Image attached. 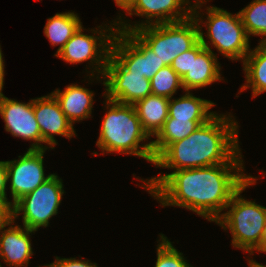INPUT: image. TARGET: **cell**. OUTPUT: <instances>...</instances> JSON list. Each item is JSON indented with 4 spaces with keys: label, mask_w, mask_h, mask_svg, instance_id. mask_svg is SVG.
<instances>
[{
    "label": "cell",
    "mask_w": 266,
    "mask_h": 267,
    "mask_svg": "<svg viewBox=\"0 0 266 267\" xmlns=\"http://www.w3.org/2000/svg\"><path fill=\"white\" fill-rule=\"evenodd\" d=\"M7 182L8 179H7L6 161H0V200H3L11 208V201H8L6 196Z\"/></svg>",
    "instance_id": "obj_28"
},
{
    "label": "cell",
    "mask_w": 266,
    "mask_h": 267,
    "mask_svg": "<svg viewBox=\"0 0 266 267\" xmlns=\"http://www.w3.org/2000/svg\"><path fill=\"white\" fill-rule=\"evenodd\" d=\"M44 266H46V267H53L52 264H48V265L46 264ZM39 267H41V266H39Z\"/></svg>",
    "instance_id": "obj_34"
},
{
    "label": "cell",
    "mask_w": 266,
    "mask_h": 267,
    "mask_svg": "<svg viewBox=\"0 0 266 267\" xmlns=\"http://www.w3.org/2000/svg\"><path fill=\"white\" fill-rule=\"evenodd\" d=\"M55 261L52 264L53 267H98L96 263H89L84 259L79 260L76 258H60L55 257Z\"/></svg>",
    "instance_id": "obj_27"
},
{
    "label": "cell",
    "mask_w": 266,
    "mask_h": 267,
    "mask_svg": "<svg viewBox=\"0 0 266 267\" xmlns=\"http://www.w3.org/2000/svg\"><path fill=\"white\" fill-rule=\"evenodd\" d=\"M212 101L193 96L190 91L178 99H169L168 117L182 120H209L216 112H209Z\"/></svg>",
    "instance_id": "obj_20"
},
{
    "label": "cell",
    "mask_w": 266,
    "mask_h": 267,
    "mask_svg": "<svg viewBox=\"0 0 266 267\" xmlns=\"http://www.w3.org/2000/svg\"><path fill=\"white\" fill-rule=\"evenodd\" d=\"M127 71L151 79L167 66L133 31H117L110 53Z\"/></svg>",
    "instance_id": "obj_9"
},
{
    "label": "cell",
    "mask_w": 266,
    "mask_h": 267,
    "mask_svg": "<svg viewBox=\"0 0 266 267\" xmlns=\"http://www.w3.org/2000/svg\"><path fill=\"white\" fill-rule=\"evenodd\" d=\"M11 217L12 209L3 200H0V227L6 224Z\"/></svg>",
    "instance_id": "obj_29"
},
{
    "label": "cell",
    "mask_w": 266,
    "mask_h": 267,
    "mask_svg": "<svg viewBox=\"0 0 266 267\" xmlns=\"http://www.w3.org/2000/svg\"><path fill=\"white\" fill-rule=\"evenodd\" d=\"M133 32L167 66L199 41V27L193 16L179 22L143 26Z\"/></svg>",
    "instance_id": "obj_5"
},
{
    "label": "cell",
    "mask_w": 266,
    "mask_h": 267,
    "mask_svg": "<svg viewBox=\"0 0 266 267\" xmlns=\"http://www.w3.org/2000/svg\"><path fill=\"white\" fill-rule=\"evenodd\" d=\"M112 25H114V27ZM115 26L116 22L111 23L109 27L106 25L105 28H103L102 25L98 26L100 30H90L92 33L100 36L82 33L84 32V28L81 26L64 47L54 56L70 64H77L89 60L90 63H92L90 65H96L95 67L92 66L93 70L90 76L94 77V72L97 71L98 76L96 79L101 80L105 72L108 57L111 53L112 40L117 32ZM107 32L108 35L106 34ZM99 74H101L102 77H99Z\"/></svg>",
    "instance_id": "obj_7"
},
{
    "label": "cell",
    "mask_w": 266,
    "mask_h": 267,
    "mask_svg": "<svg viewBox=\"0 0 266 267\" xmlns=\"http://www.w3.org/2000/svg\"><path fill=\"white\" fill-rule=\"evenodd\" d=\"M0 115L5 123V130L14 137L32 140L29 150H43L41 132L34 115V99L28 103L9 99L0 91Z\"/></svg>",
    "instance_id": "obj_14"
},
{
    "label": "cell",
    "mask_w": 266,
    "mask_h": 267,
    "mask_svg": "<svg viewBox=\"0 0 266 267\" xmlns=\"http://www.w3.org/2000/svg\"><path fill=\"white\" fill-rule=\"evenodd\" d=\"M81 26L82 22L77 13H56L53 17L47 19L44 34L52 46L60 45L57 54Z\"/></svg>",
    "instance_id": "obj_22"
},
{
    "label": "cell",
    "mask_w": 266,
    "mask_h": 267,
    "mask_svg": "<svg viewBox=\"0 0 266 267\" xmlns=\"http://www.w3.org/2000/svg\"><path fill=\"white\" fill-rule=\"evenodd\" d=\"M206 2L207 0H195V4L192 5V16L199 27V41L191 48L190 70L182 78L185 91L206 87L215 81L223 80L220 74L221 66L217 62L216 54L209 47L210 45H208L209 43L205 40L201 30V25H199V23H203V19L199 17L201 14L197 9H201L202 4Z\"/></svg>",
    "instance_id": "obj_10"
},
{
    "label": "cell",
    "mask_w": 266,
    "mask_h": 267,
    "mask_svg": "<svg viewBox=\"0 0 266 267\" xmlns=\"http://www.w3.org/2000/svg\"><path fill=\"white\" fill-rule=\"evenodd\" d=\"M157 247V261L155 267H193L185 260L183 253L177 251L163 234Z\"/></svg>",
    "instance_id": "obj_25"
},
{
    "label": "cell",
    "mask_w": 266,
    "mask_h": 267,
    "mask_svg": "<svg viewBox=\"0 0 266 267\" xmlns=\"http://www.w3.org/2000/svg\"><path fill=\"white\" fill-rule=\"evenodd\" d=\"M258 44L242 61L246 83L239 92L251 87L253 97L266 91V42Z\"/></svg>",
    "instance_id": "obj_19"
},
{
    "label": "cell",
    "mask_w": 266,
    "mask_h": 267,
    "mask_svg": "<svg viewBox=\"0 0 266 267\" xmlns=\"http://www.w3.org/2000/svg\"><path fill=\"white\" fill-rule=\"evenodd\" d=\"M119 8L126 10V12L132 7L136 0H114Z\"/></svg>",
    "instance_id": "obj_31"
},
{
    "label": "cell",
    "mask_w": 266,
    "mask_h": 267,
    "mask_svg": "<svg viewBox=\"0 0 266 267\" xmlns=\"http://www.w3.org/2000/svg\"><path fill=\"white\" fill-rule=\"evenodd\" d=\"M208 120H182L168 117L162 129L152 142L154 159H156L171 143L184 139Z\"/></svg>",
    "instance_id": "obj_21"
},
{
    "label": "cell",
    "mask_w": 266,
    "mask_h": 267,
    "mask_svg": "<svg viewBox=\"0 0 266 267\" xmlns=\"http://www.w3.org/2000/svg\"><path fill=\"white\" fill-rule=\"evenodd\" d=\"M265 252L266 253V222L263 228V233L260 239V244L253 251Z\"/></svg>",
    "instance_id": "obj_30"
},
{
    "label": "cell",
    "mask_w": 266,
    "mask_h": 267,
    "mask_svg": "<svg viewBox=\"0 0 266 267\" xmlns=\"http://www.w3.org/2000/svg\"><path fill=\"white\" fill-rule=\"evenodd\" d=\"M105 92L109 100L134 105L152 95L150 80L144 75L127 71L111 54L103 75Z\"/></svg>",
    "instance_id": "obj_11"
},
{
    "label": "cell",
    "mask_w": 266,
    "mask_h": 267,
    "mask_svg": "<svg viewBox=\"0 0 266 267\" xmlns=\"http://www.w3.org/2000/svg\"><path fill=\"white\" fill-rule=\"evenodd\" d=\"M134 107L144 131L149 137L156 136L168 118L169 99L149 95L138 100Z\"/></svg>",
    "instance_id": "obj_18"
},
{
    "label": "cell",
    "mask_w": 266,
    "mask_h": 267,
    "mask_svg": "<svg viewBox=\"0 0 266 267\" xmlns=\"http://www.w3.org/2000/svg\"><path fill=\"white\" fill-rule=\"evenodd\" d=\"M3 54H2V50H1V47H0V91L3 90V85H4V75H5V72H4V60H3Z\"/></svg>",
    "instance_id": "obj_32"
},
{
    "label": "cell",
    "mask_w": 266,
    "mask_h": 267,
    "mask_svg": "<svg viewBox=\"0 0 266 267\" xmlns=\"http://www.w3.org/2000/svg\"><path fill=\"white\" fill-rule=\"evenodd\" d=\"M14 219L0 227V258L9 267H27L33 255L30 234L35 233L26 227L13 226ZM6 226H10L7 229Z\"/></svg>",
    "instance_id": "obj_16"
},
{
    "label": "cell",
    "mask_w": 266,
    "mask_h": 267,
    "mask_svg": "<svg viewBox=\"0 0 266 267\" xmlns=\"http://www.w3.org/2000/svg\"><path fill=\"white\" fill-rule=\"evenodd\" d=\"M62 179L52 174L49 179L32 192L19 199L12 207V218L22 215L23 227L37 231L47 227L52 216L58 213L62 195Z\"/></svg>",
    "instance_id": "obj_8"
},
{
    "label": "cell",
    "mask_w": 266,
    "mask_h": 267,
    "mask_svg": "<svg viewBox=\"0 0 266 267\" xmlns=\"http://www.w3.org/2000/svg\"><path fill=\"white\" fill-rule=\"evenodd\" d=\"M191 64V49L178 55L171 63V67L176 73L183 78L184 75L190 70Z\"/></svg>",
    "instance_id": "obj_26"
},
{
    "label": "cell",
    "mask_w": 266,
    "mask_h": 267,
    "mask_svg": "<svg viewBox=\"0 0 266 267\" xmlns=\"http://www.w3.org/2000/svg\"><path fill=\"white\" fill-rule=\"evenodd\" d=\"M152 95L172 98L177 89L183 88L182 78L171 66L161 68L150 79Z\"/></svg>",
    "instance_id": "obj_24"
},
{
    "label": "cell",
    "mask_w": 266,
    "mask_h": 267,
    "mask_svg": "<svg viewBox=\"0 0 266 267\" xmlns=\"http://www.w3.org/2000/svg\"><path fill=\"white\" fill-rule=\"evenodd\" d=\"M34 115L41 132L42 143L48 144L51 149H54L57 144L54 135L68 139L76 136L73 124L65 116L51 93L34 99Z\"/></svg>",
    "instance_id": "obj_15"
},
{
    "label": "cell",
    "mask_w": 266,
    "mask_h": 267,
    "mask_svg": "<svg viewBox=\"0 0 266 267\" xmlns=\"http://www.w3.org/2000/svg\"><path fill=\"white\" fill-rule=\"evenodd\" d=\"M248 265H249V267H266V265L264 266V265H262V264H260V263H258V262H256V261H254V260H252V259H250L249 261H248Z\"/></svg>",
    "instance_id": "obj_33"
},
{
    "label": "cell",
    "mask_w": 266,
    "mask_h": 267,
    "mask_svg": "<svg viewBox=\"0 0 266 267\" xmlns=\"http://www.w3.org/2000/svg\"><path fill=\"white\" fill-rule=\"evenodd\" d=\"M243 170V163L175 170L147 181L142 179V187L163 207H183L215 222L232 196L252 177Z\"/></svg>",
    "instance_id": "obj_1"
},
{
    "label": "cell",
    "mask_w": 266,
    "mask_h": 267,
    "mask_svg": "<svg viewBox=\"0 0 266 267\" xmlns=\"http://www.w3.org/2000/svg\"><path fill=\"white\" fill-rule=\"evenodd\" d=\"M238 13L249 38L262 36L260 42H266V0H253Z\"/></svg>",
    "instance_id": "obj_23"
},
{
    "label": "cell",
    "mask_w": 266,
    "mask_h": 267,
    "mask_svg": "<svg viewBox=\"0 0 266 267\" xmlns=\"http://www.w3.org/2000/svg\"><path fill=\"white\" fill-rule=\"evenodd\" d=\"M47 149L27 150L19 160L6 161L7 179L10 180L12 196L11 209L13 205L23 196L32 192L39 185L50 178L52 174L45 177L43 156Z\"/></svg>",
    "instance_id": "obj_12"
},
{
    "label": "cell",
    "mask_w": 266,
    "mask_h": 267,
    "mask_svg": "<svg viewBox=\"0 0 266 267\" xmlns=\"http://www.w3.org/2000/svg\"><path fill=\"white\" fill-rule=\"evenodd\" d=\"M257 179L251 177L231 198L223 213L215 223L224 230L229 229L234 248L242 249L252 255L260 244L266 222V207L241 197V193Z\"/></svg>",
    "instance_id": "obj_4"
},
{
    "label": "cell",
    "mask_w": 266,
    "mask_h": 267,
    "mask_svg": "<svg viewBox=\"0 0 266 267\" xmlns=\"http://www.w3.org/2000/svg\"><path fill=\"white\" fill-rule=\"evenodd\" d=\"M187 0H136L132 7L126 12L129 15H137L147 19L132 26L122 21L121 16L117 18V31H134L140 27L154 24L179 22L192 16V6ZM187 5L189 7H182ZM134 12V13H133ZM155 18V19H154Z\"/></svg>",
    "instance_id": "obj_13"
},
{
    "label": "cell",
    "mask_w": 266,
    "mask_h": 267,
    "mask_svg": "<svg viewBox=\"0 0 266 267\" xmlns=\"http://www.w3.org/2000/svg\"><path fill=\"white\" fill-rule=\"evenodd\" d=\"M51 94L72 124L87 119L92 114L94 93L87 88L71 84L66 86L64 91L56 89Z\"/></svg>",
    "instance_id": "obj_17"
},
{
    "label": "cell",
    "mask_w": 266,
    "mask_h": 267,
    "mask_svg": "<svg viewBox=\"0 0 266 267\" xmlns=\"http://www.w3.org/2000/svg\"><path fill=\"white\" fill-rule=\"evenodd\" d=\"M238 123L228 115L216 113L188 137L171 143L154 165L175 170L193 169L225 163H242L238 145Z\"/></svg>",
    "instance_id": "obj_2"
},
{
    "label": "cell",
    "mask_w": 266,
    "mask_h": 267,
    "mask_svg": "<svg viewBox=\"0 0 266 267\" xmlns=\"http://www.w3.org/2000/svg\"><path fill=\"white\" fill-rule=\"evenodd\" d=\"M207 37L210 45L231 60H243L250 52L249 36L239 13L231 14L218 7H207Z\"/></svg>",
    "instance_id": "obj_6"
},
{
    "label": "cell",
    "mask_w": 266,
    "mask_h": 267,
    "mask_svg": "<svg viewBox=\"0 0 266 267\" xmlns=\"http://www.w3.org/2000/svg\"><path fill=\"white\" fill-rule=\"evenodd\" d=\"M104 104L108 111L103 117L97 147L102 152L135 155L154 164L152 142L140 145L150 137L143 129L134 105L107 98Z\"/></svg>",
    "instance_id": "obj_3"
}]
</instances>
